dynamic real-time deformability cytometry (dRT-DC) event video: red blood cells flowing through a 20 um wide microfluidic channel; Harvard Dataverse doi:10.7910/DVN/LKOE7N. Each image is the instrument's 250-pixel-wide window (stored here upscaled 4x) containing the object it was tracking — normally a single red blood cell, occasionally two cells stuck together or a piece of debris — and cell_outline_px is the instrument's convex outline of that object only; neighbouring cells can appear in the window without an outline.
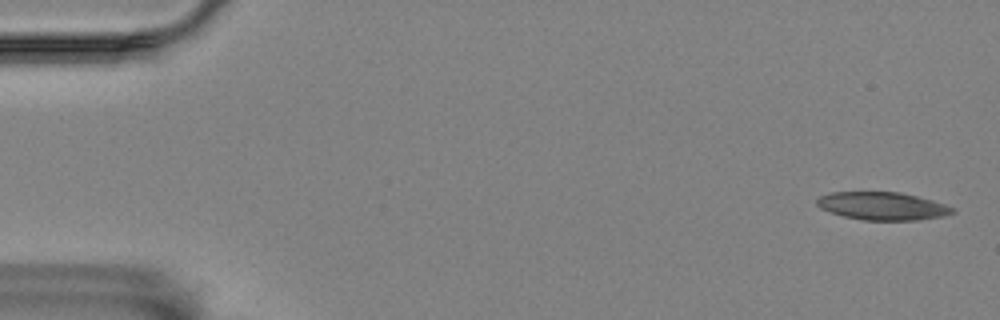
{"species": "Egyptian fruit bat (a non-hibernating species)", "species_latin": "Rousettus aegyptiacus", "temperature_condition": "room temperature", "stored_images_in_passage": 4, "camera_frame_rate_fps": 3000, "um_per_image_px": 0.085, "animal": {"sex": "female"}, "frame": {"image": 1, "passage_image": 1, "time_ms": 0.0, "image_size_px": [1000, 320], "cell_outline_px": [[956, 212], [944, 216], [916, 220], [864, 220], [844, 216], [820, 208], [816, 204], [816, 200], [820, 196], [832, 192], [900, 192], [932, 200], [956, 208]], "centroid_in_image_um": [75.03, 17.51], "position_along_channel_um": 10.0, "area_um2": 21.96}}